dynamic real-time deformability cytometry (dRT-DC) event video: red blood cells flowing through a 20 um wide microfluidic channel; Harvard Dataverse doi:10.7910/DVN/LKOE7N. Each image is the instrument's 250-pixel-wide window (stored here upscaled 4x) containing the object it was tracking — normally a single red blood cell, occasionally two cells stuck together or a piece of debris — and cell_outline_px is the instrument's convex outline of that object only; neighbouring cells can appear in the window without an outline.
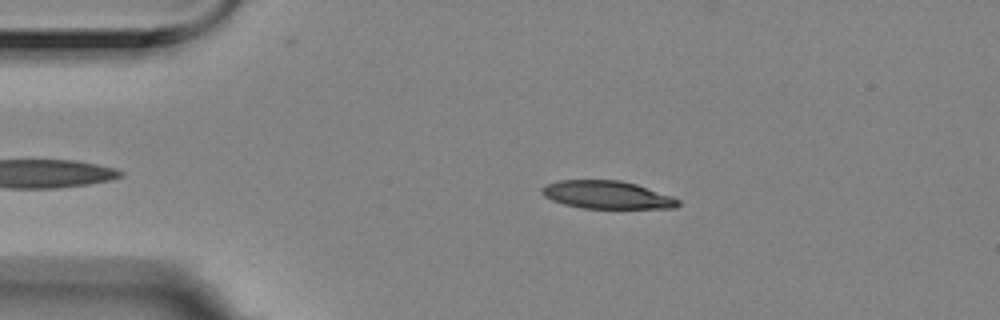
{"species": "Egyptian fruit bat (a non-hibernating species)", "species_latin": "Rousettus aegyptiacus", "temperature_condition": "room temperature", "stored_images_in_passage": 4, "camera_frame_rate_fps": 3000, "um_per_image_px": 0.085, "animal": {"sex": "female"}, "frame": {"image": 1, "passage_image": 1, "time_ms": 0.0, "image_size_px": [1000, 320], "cell_outline_px": [[680, 204], [676, 208], [584, 208], [564, 204], [552, 200], [544, 196], [540, 192], [540, 188], [548, 184], [560, 180], [620, 180], [636, 184], [672, 196], [680, 200]], "centroid_in_image_um": [51.6, 16.56], "position_along_channel_um": 33.4, "area_um2": 22.08}}
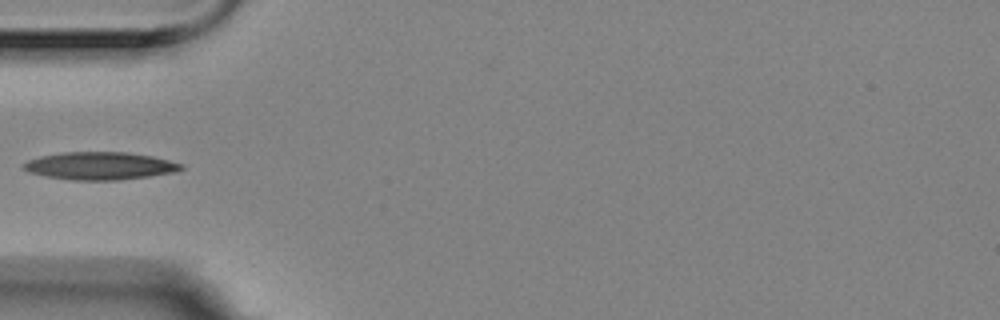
{"frame": {"image": 2, "passage_image": 3, "time_ms": 0.667, "image_size_px": [1000, 320], "cell_outline_px": [[184, 168], [176, 172], [120, 180], [72, 180], [44, 176], [28, 172], [20, 164], [28, 160], [40, 156], [64, 152], [124, 152], [152, 156], [184, 164]], "centroid_in_image_um": [8.48, 14.1], "position_along_channel_um": 76.5, "area_um2": 25.49}}
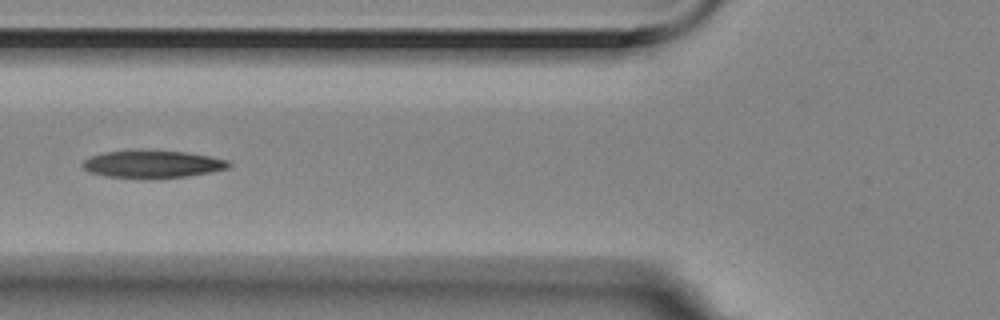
{"frame": {"image": 3, "passage_image": 4, "time_ms": 1.0, "image_size_px": [1000, 320], "cell_outline_px": [[232, 164], [228, 168], [188, 176], [152, 180], [108, 176], [88, 172], [80, 164], [84, 160], [92, 156], [104, 152], [140, 148], [144, 148], [184, 152], [208, 156], [228, 160]], "centroid_in_image_um": [12.92, 13.94], "position_along_channel_um": 112.9, "area_um2": 24.22}}